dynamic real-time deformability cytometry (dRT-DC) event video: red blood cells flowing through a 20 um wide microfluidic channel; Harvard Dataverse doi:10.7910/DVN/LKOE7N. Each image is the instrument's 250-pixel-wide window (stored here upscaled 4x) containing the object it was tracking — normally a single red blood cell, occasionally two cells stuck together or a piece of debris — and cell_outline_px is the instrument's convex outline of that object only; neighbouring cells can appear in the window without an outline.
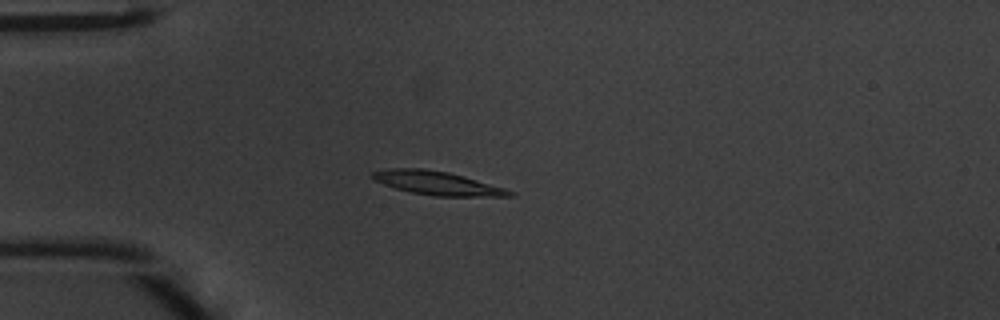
{"species": "common noctule bat (a hibernating species)", "species_latin": "Nyctalus noctula", "temperature_condition": "warm", "stored_images_in_passage": 48, "camera_frame_rate_fps": 3000, "um_per_image_px": 0.085, "animal": {"sex": "male", "body_mass_g": 20.1, "forearm_length_mm": 53.5}, "frame": {"image": 1, "passage_image": 13, "time_ms": 4.0, "image_size_px": [1000, 320], "cell_outline_px": [[516, 196], [436, 196], [412, 192], [396, 188], [384, 184], [368, 176], [372, 172], [384, 168], [424, 168], [448, 172], [464, 176], [504, 188], [512, 192]], "centroid_in_image_um": [37.11, 15.55], "position_along_channel_um": 47.9, "area_um2": 18.73}}
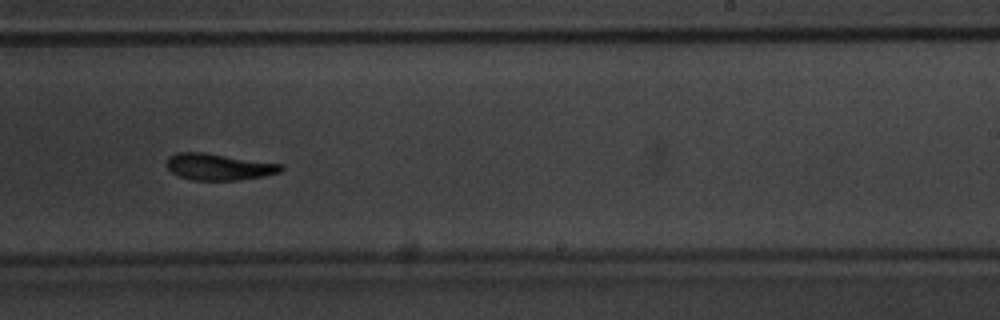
{"frame": {"image": 2, "passage_image": 30, "time_ms": 9.667, "image_size_px": [1000, 320], "cell_outline_px": [[284, 168], [280, 172], [264, 176], [240, 180], [192, 180], [180, 176], [172, 172], [168, 168], [168, 156], [176, 152], [204, 152], [284, 164]], "centroid_in_image_um": [18.63, 14.17], "position_along_channel_um": 270.4, "area_um2": 17.74}}
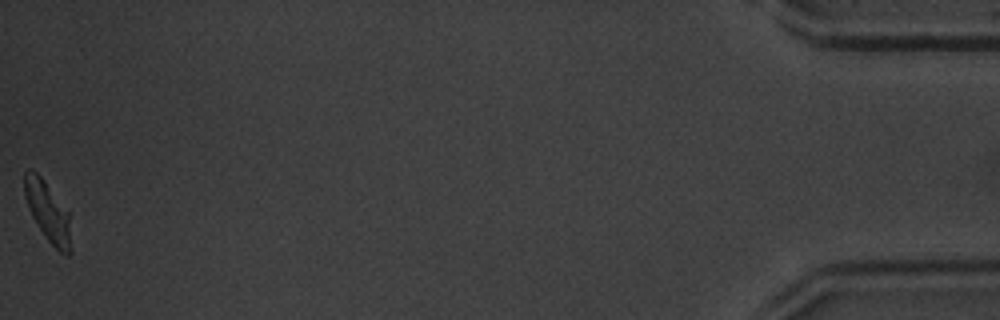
{"frame": {"image": 3, "passage_image": 48, "time_ms": 15.667, "image_size_px": [1000, 320], "cell_outline_px": [[72, 252], [68, 256], [64, 256], [44, 236], [32, 216], [28, 208], [24, 196], [24, 172], [28, 168], [32, 168], [40, 176], [68, 212], [72, 248]], "centroid_in_image_um": [4.06, 18.03], "position_along_channel_um": 431.1, "area_um2": 16.24}, "authors_computed_cell_mechanics": {"area_um2": 18.0914, "velocity_mm_per_s": 4.2244, "shape_relaxation_time_tau1_ms": 3.0213, "shape_relaxation_time_tau2_ms": 3.6155, "deformation_change_tau1": 0.1615, "deformation_change_tau2": 0.1178}}